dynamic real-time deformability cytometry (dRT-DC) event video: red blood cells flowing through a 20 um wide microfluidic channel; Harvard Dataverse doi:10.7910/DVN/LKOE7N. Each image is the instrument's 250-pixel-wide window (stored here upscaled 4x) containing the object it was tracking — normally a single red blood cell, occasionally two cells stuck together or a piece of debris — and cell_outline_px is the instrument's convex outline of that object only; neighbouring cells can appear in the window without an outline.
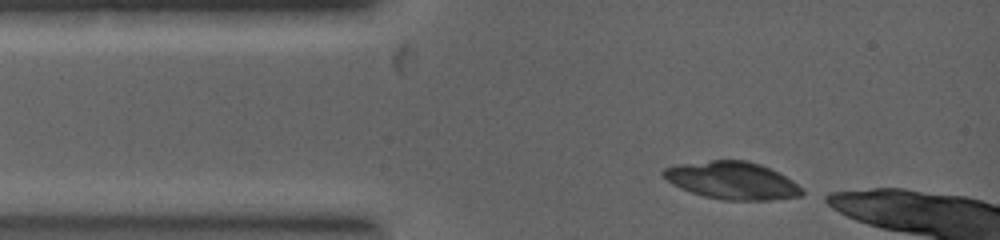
{"species": "common noctule bat (a hibernating species)", "species_latin": "Nyctalus noctula", "temperature_condition": "warm", "stored_images_in_passage": 2, "camera_frame_rate_fps": 5000, "um_per_image_px": 0.085, "animal": {"sex": "female", "body_mass_g": 19.0, "forearm_length_mm": 53.3}, "frame": {"image": 1, "passage_image": 1, "time_ms": 0.0, "image_size_px": [1000, 240], "cell_outline_px": [[804, 196], [768, 200], [724, 200], [704, 196], [680, 188], [672, 184], [660, 172], [664, 168], [676, 164], [712, 160], [748, 160], [760, 164], [792, 180], [804, 192]], "centroid_in_image_um": [62.21, 15.34], "position_along_channel_um": 22.8, "area_um2": 30.17}}